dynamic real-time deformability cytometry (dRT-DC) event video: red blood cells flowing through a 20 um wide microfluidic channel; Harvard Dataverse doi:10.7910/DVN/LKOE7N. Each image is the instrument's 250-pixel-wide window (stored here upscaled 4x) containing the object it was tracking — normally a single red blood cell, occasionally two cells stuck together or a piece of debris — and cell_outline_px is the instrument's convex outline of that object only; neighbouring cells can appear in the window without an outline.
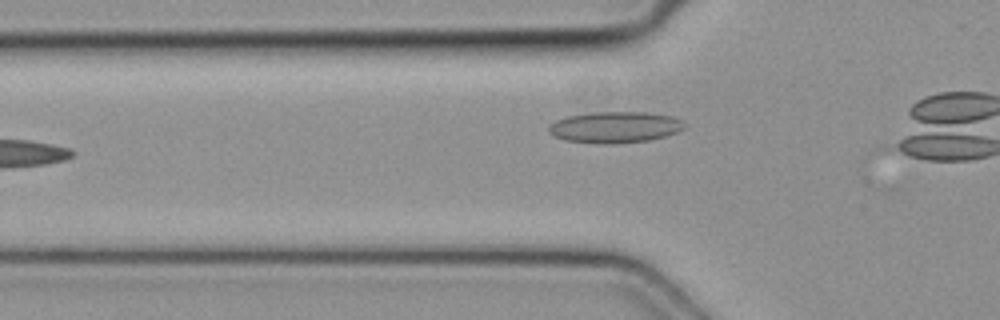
{"species": "common noctule bat (a hibernating species)", "species_latin": "Nyctalus noctula", "temperature_condition": "cold", "stored_images_in_passage": 5, "camera_frame_rate_fps": 3000, "um_per_image_px": 0.085, "animal": {"sex": "female", "body_mass_g": 19.3, "forearm_length_mm": 54.1}, "frame": {"image": 1, "passage_image": 3, "time_ms": 0.667, "image_size_px": [1000, 320], "cell_outline_px": [[688, 124], [684, 128], [676, 132], [664, 136], [648, 140], [612, 144], [604, 144], [564, 140], [552, 136], [548, 132], [548, 124], [556, 120], [568, 116], [592, 112], [648, 112], [672, 116], [684, 120]], "centroid_in_image_um": [52.27, 10.8], "position_along_channel_um": 73.5, "area_um2": 24.97}}